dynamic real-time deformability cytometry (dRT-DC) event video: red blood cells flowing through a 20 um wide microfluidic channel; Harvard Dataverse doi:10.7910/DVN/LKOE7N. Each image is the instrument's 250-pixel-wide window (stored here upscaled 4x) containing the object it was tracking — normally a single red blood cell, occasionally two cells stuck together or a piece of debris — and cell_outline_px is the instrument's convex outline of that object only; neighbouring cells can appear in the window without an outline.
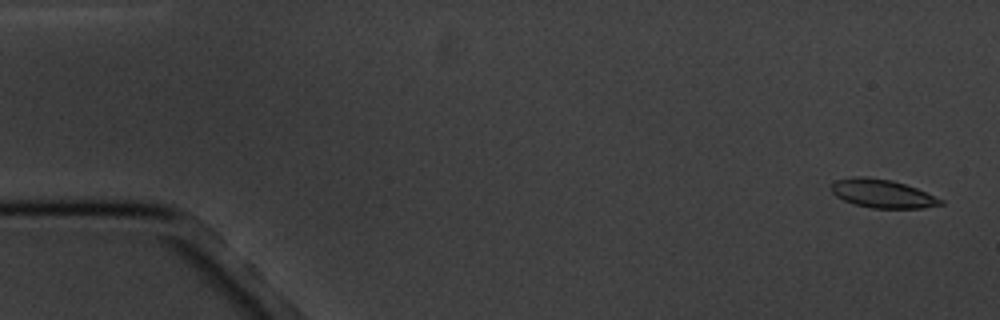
{"species": "common noctule bat (a hibernating species)", "species_latin": "Nyctalus noctula", "temperature_condition": "cold", "stored_images_in_passage": 9, "camera_frame_rate_fps": 3000, "um_per_image_px": 0.085, "animal": {"sex": "male", "body_mass_g": 20.1, "forearm_length_mm": 53.5}, "frame": {"image": 1, "passage_image": 1, "time_ms": 0.0, "image_size_px": [1000, 320], "cell_outline_px": [[944, 204], [924, 208], [872, 208], [856, 204], [844, 200], [836, 196], [832, 192], [832, 184], [836, 180], [852, 176], [864, 176], [892, 180], [916, 188], [944, 200]], "centroid_in_image_um": [75.01, 16.45], "position_along_channel_um": 10.0, "area_um2": 18.03}}
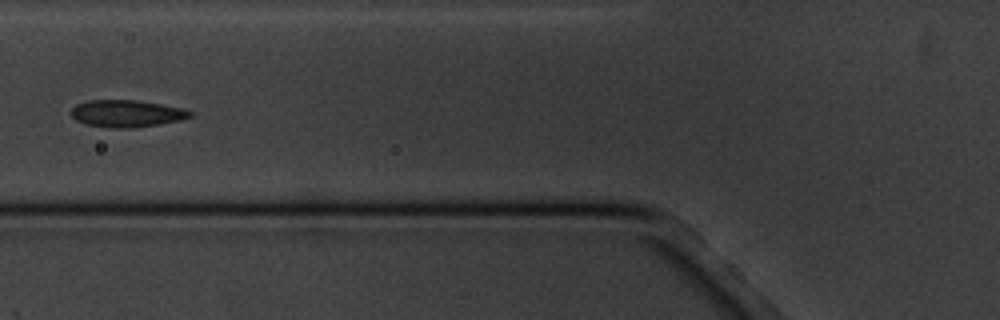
{"frame": {"image": 2, "passage_image": 6, "time_ms": 6.667, "image_size_px": [1000, 320], "cell_outline_px": [[192, 116], [180, 120], [160, 124], [132, 128], [112, 128], [84, 124], [76, 120], [72, 116], [72, 108], [76, 104], [88, 100], [140, 100], [180, 108], [192, 112]], "centroid_in_image_um": [10.74, 9.65], "position_along_channel_um": 115.1, "area_um2": 18.73}}
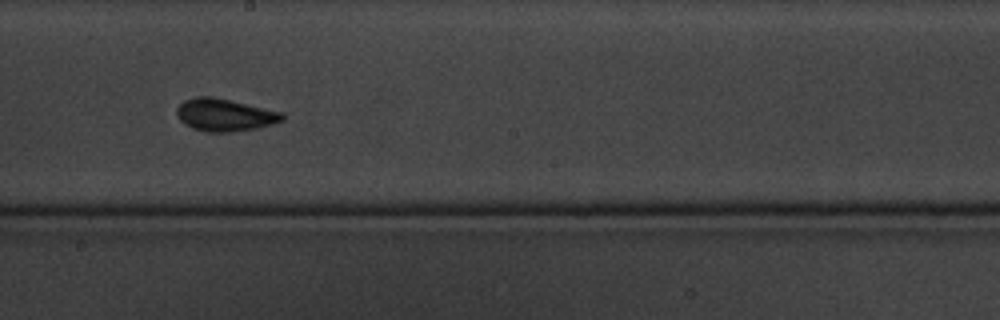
{"frame": {"image": 3, "passage_image": 9, "time_ms": 10.0, "image_size_px": [1000, 320], "cell_outline_px": [[284, 120], [272, 124], [256, 128], [232, 132], [208, 132], [192, 128], [184, 124], [180, 120], [176, 112], [176, 108], [184, 100], [200, 96], [208, 96], [228, 100], [284, 112]], "centroid_in_image_um": [19.1, 9.78], "position_along_channel_um": 229.1, "area_um2": 19.83}}